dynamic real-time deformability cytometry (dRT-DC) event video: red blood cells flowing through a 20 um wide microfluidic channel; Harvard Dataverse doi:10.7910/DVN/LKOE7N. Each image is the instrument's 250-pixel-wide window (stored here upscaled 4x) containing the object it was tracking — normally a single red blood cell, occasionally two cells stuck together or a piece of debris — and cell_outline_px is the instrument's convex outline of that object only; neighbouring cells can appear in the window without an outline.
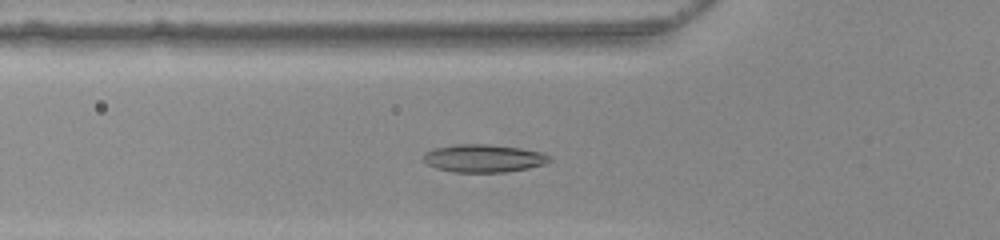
{"species": "common noctule bat (a hibernating species)", "species_latin": "Nyctalus noctula", "temperature_condition": "warm", "stored_images_in_passage": 47, "camera_frame_rate_fps": 3000, "um_per_image_px": 0.085, "animal": {"sex": "female", "body_mass_g": 22.0, "forearm_length_mm": 56.7}, "frame": {"image": 1, "passage_image": 13, "time_ms": 4.0, "image_size_px": [1000, 240], "cell_outline_px": [[552, 160], [544, 164], [528, 168], [504, 172], [456, 172], [436, 168], [428, 164], [424, 160], [424, 152], [436, 148], [460, 144], [488, 144], [520, 148], [540, 152], [548, 156]], "centroid_in_image_um": [41.11, 13.46], "position_along_channel_um": 84.7, "area_um2": 20.17}}
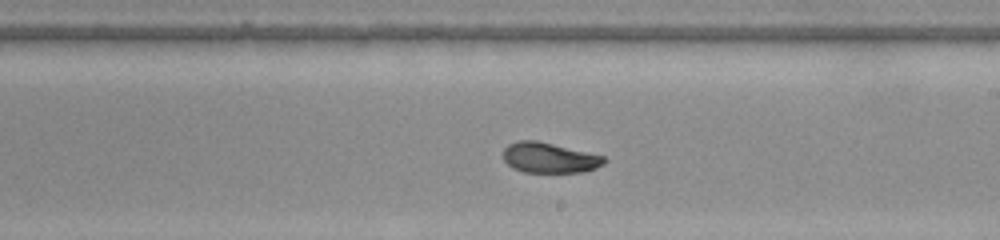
{"frame": {"image": 2, "passage_image": 25, "time_ms": 8.0, "image_size_px": [1000, 240], "cell_outline_px": [[608, 160], [604, 164], [596, 168], [584, 172], [524, 172], [512, 168], [504, 160], [504, 148], [508, 144], [520, 140], [536, 140], [604, 156]], "centroid_in_image_um": [46.71, 13.41], "position_along_channel_um": 242.3, "area_um2": 17.8}}
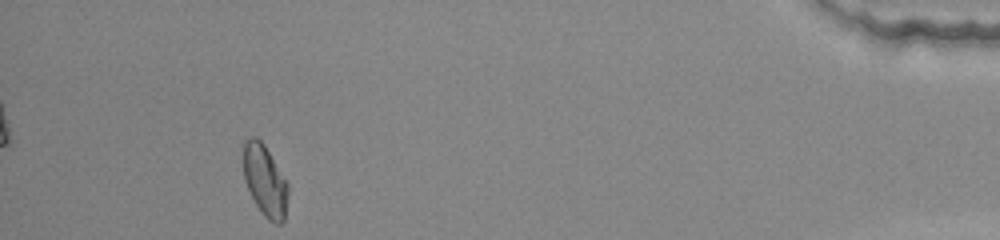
{"frame": {"image": 3, "passage_image": 43, "time_ms": 14.0, "image_size_px": [1000, 240], "cell_outline_px": [[288, 192], [284, 220], [280, 224], [276, 224], [268, 220], [264, 216], [256, 204], [244, 180], [244, 140], [252, 136], [256, 136], [264, 144], [288, 184]], "centroid_in_image_um": [22.52, 15.35], "position_along_channel_um": 412.7, "area_um2": 18.32}, "authors_computed_cell_mechanics": {"area_um2": 18.7272, "velocity_mm_per_s": 3.9417, "shape_relaxation_time_tau1_ms": null, "shape_relaxation_time_tau2_ms": 1.9996, "deformation_change_tau1": null, "deformation_change_tau2": 0.0546}}